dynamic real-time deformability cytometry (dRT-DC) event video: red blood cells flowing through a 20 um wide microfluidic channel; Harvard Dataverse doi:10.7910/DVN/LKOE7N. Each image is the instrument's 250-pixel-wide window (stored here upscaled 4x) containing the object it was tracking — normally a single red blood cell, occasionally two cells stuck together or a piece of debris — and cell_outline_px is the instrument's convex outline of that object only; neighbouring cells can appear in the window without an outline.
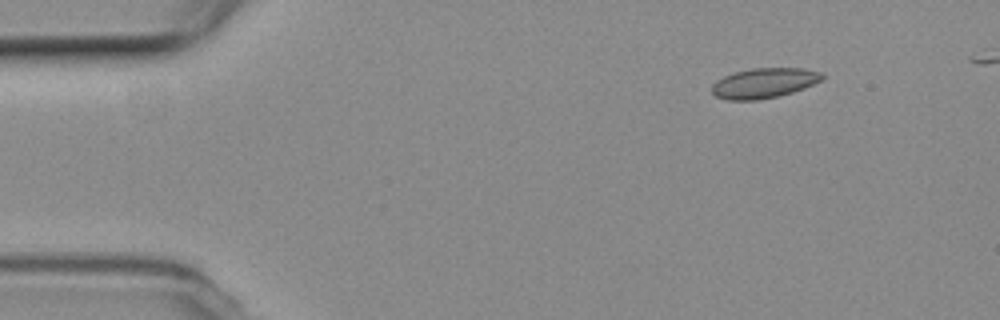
{"species": "common noctule bat (a hibernating species)", "species_latin": "Nyctalus noctula", "temperature_condition": "room temperature", "stored_images_in_passage": 8, "camera_frame_rate_fps": 3000, "um_per_image_px": 0.085, "animal": {"sex": "female", "body_mass_g": 19.3, "forearm_length_mm": 54.1}, "frame": {"image": 1, "passage_image": 2, "time_ms": 2.0, "image_size_px": [1000, 320], "cell_outline_px": [[824, 80], [804, 88], [780, 96], [756, 100], [728, 100], [716, 96], [712, 92], [712, 84], [716, 80], [732, 72], [752, 68], [804, 68], [824, 72]], "centroid_in_image_um": [64.98, 7.05], "position_along_channel_um": 20.0, "area_um2": 19.59}}
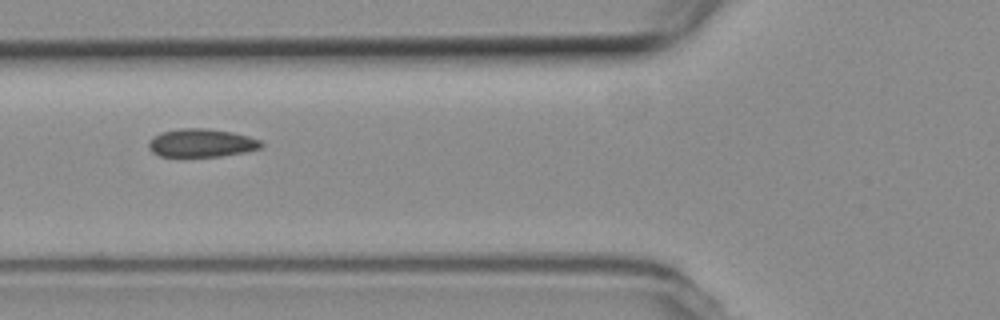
{"frame": {"image": 2, "passage_image": 6, "time_ms": 6.667, "image_size_px": [1000, 320], "cell_outline_px": [[264, 144], [260, 148], [244, 152], [220, 156], [160, 156], [152, 152], [148, 148], [148, 140], [152, 136], [160, 132], [180, 128], [208, 128], [232, 132], [248, 136], [260, 140]], "centroid_in_image_um": [17.08, 12.14], "position_along_channel_um": 108.7, "area_um2": 18.61}}
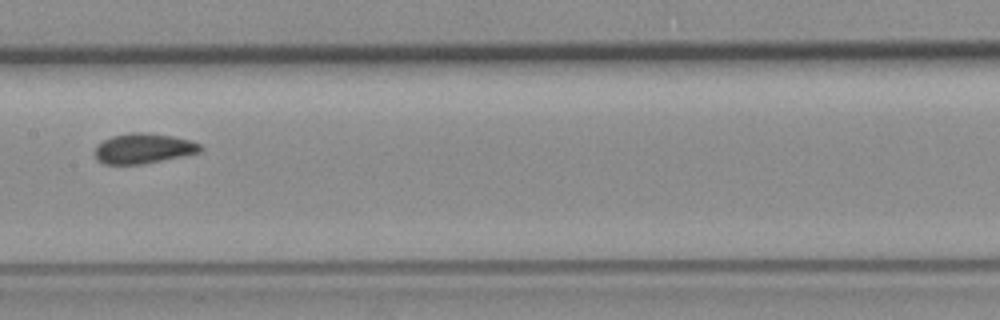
{"frame": {"image": 3, "passage_image": 8, "time_ms": 9.0, "image_size_px": [1000, 320], "cell_outline_px": [[204, 148], [200, 152], [140, 164], [104, 164], [96, 160], [96, 144], [112, 136], [132, 132], [148, 132], [172, 136], [188, 140], [200, 144]], "centroid_in_image_um": [12.16, 12.61], "position_along_channel_um": 195.2, "area_um2": 18.32}}